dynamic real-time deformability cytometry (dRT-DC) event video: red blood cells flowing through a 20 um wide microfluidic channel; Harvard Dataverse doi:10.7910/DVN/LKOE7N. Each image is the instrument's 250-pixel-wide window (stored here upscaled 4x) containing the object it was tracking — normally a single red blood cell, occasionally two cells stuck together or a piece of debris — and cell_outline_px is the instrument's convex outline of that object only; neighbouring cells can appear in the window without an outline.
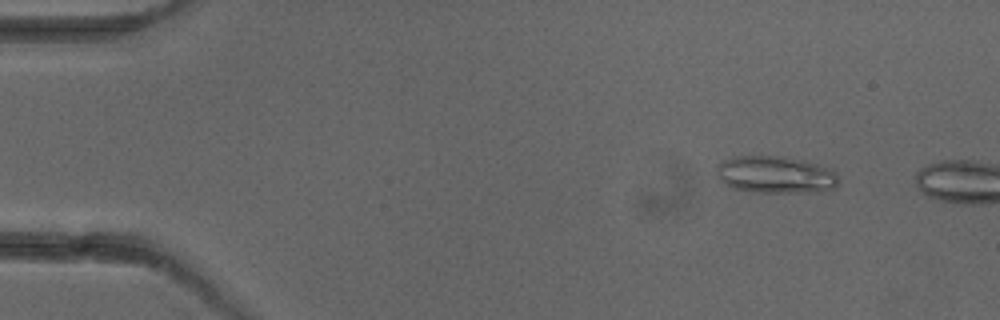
{"species": "common noctule bat (a hibernating species)", "species_latin": "Nyctalus noctula", "temperature_condition": "cold", "stored_images_in_passage": 2, "camera_frame_rate_fps": 3000, "um_per_image_px": 0.085, "animal": {"sex": "female"}, "frame": {"image": 1, "passage_image": 1, "time_ms": 0.0, "image_size_px": [1000, 320], "cell_outline_px": [[836, 188], [816, 192], [756, 192], [732, 188], [724, 184], [716, 176], [716, 168], [724, 160], [736, 156], [784, 156], [804, 160], [832, 168], [836, 172]], "centroid_in_image_um": [65.92, 14.84], "position_along_channel_um": 19.1, "area_um2": 26.59}}